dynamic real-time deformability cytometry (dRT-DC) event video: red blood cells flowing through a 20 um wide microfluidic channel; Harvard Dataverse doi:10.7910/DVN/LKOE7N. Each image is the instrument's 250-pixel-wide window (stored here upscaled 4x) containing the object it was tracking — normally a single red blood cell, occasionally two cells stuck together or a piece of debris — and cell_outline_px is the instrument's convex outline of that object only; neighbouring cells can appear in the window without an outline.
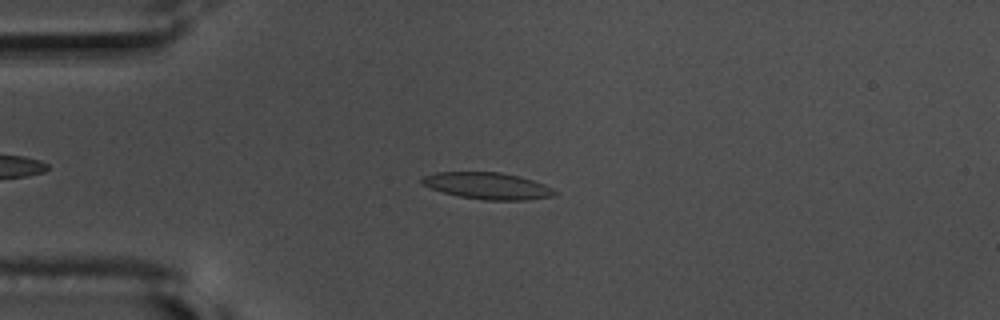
{"species": "common noctule bat (a hibernating species)", "species_latin": "Nyctalus noctula", "temperature_condition": "warm", "stored_images_in_passage": 49, "camera_frame_rate_fps": 3000, "um_per_image_px": 0.085, "animal": {"sex": "male", "body_mass_g": 17.5, "forearm_length_mm": 52.3}, "frame": {"image": 1, "passage_image": 7, "time_ms": 2.0, "image_size_px": [1000, 320], "cell_outline_px": [[556, 192], [552, 196], [528, 200], [484, 200], [460, 196], [444, 192], [432, 188], [424, 184], [420, 180], [424, 176], [436, 172], [500, 172], [520, 176], [544, 184], [552, 188]], "centroid_in_image_um": [41.46, 15.79], "position_along_channel_um": 43.5, "area_um2": 20.4}}
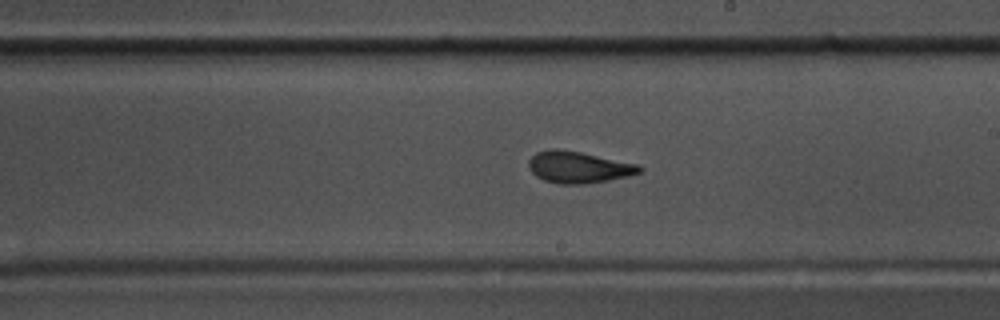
{"frame": {"image": 2, "passage_image": 25, "time_ms": 8.0, "image_size_px": [1000, 320], "cell_outline_px": [[644, 168], [640, 172], [628, 176], [608, 180], [584, 184], [560, 184], [544, 180], [536, 176], [528, 168], [528, 160], [536, 152], [552, 148], [556, 148], [580, 152], [636, 164]], "centroid_in_image_um": [49.13, 14.21], "position_along_channel_um": 239.9, "area_um2": 20.29}}
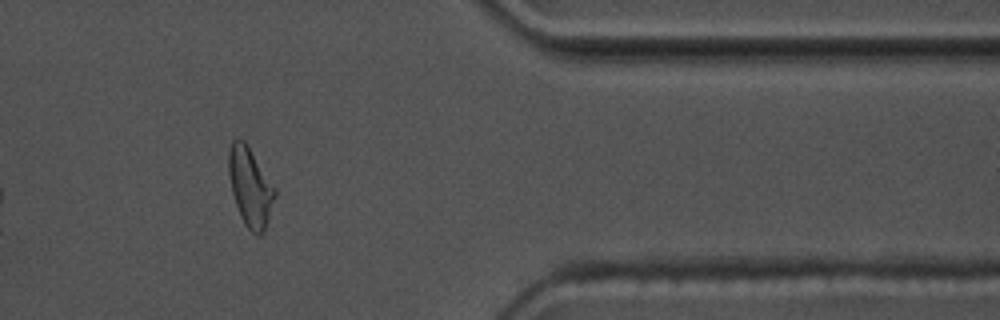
{"frame": {"image": 3, "passage_image": 39, "time_ms": 12.667, "image_size_px": [1000, 320], "cell_outline_px": [[276, 196], [264, 232], [260, 236], [256, 236], [244, 224], [240, 216], [232, 192], [228, 172], [228, 148], [232, 140], [244, 140], [248, 144], [276, 188]], "centroid_in_image_um": [21.27, 15.88], "position_along_channel_um": 390.1, "area_um2": 21.5}, "authors_computed_cell_mechanics": {"area_um2": 20.2878, "velocity_mm_per_s": 3.6518, "shape_relaxation_time_tau1_ms": 5.255, "shape_relaxation_time_tau2_ms": 1.8837, "deformation_change_tau1": 0.189, "deformation_change_tau2": 0.0879}}